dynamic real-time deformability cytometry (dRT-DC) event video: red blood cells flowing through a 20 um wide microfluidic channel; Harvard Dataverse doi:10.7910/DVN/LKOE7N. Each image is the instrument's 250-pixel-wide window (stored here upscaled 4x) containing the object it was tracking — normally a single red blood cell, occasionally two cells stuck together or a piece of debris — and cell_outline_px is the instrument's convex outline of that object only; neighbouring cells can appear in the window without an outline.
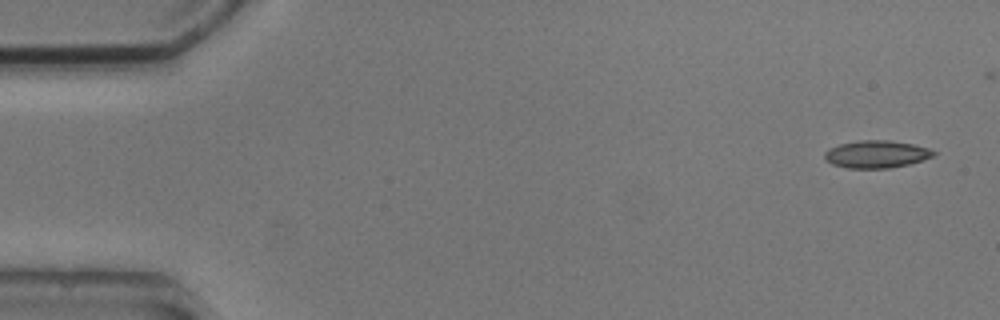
{"species": "common noctule bat (a hibernating species)", "species_latin": "Nyctalus noctula", "temperature_condition": "cold", "stored_images_in_passage": 4, "camera_frame_rate_fps": 3000, "um_per_image_px": 0.085, "animal": {"sex": "male", "body_mass_g": 20.5, "forearm_length_mm": 52.5}, "frame": {"image": 1, "passage_image": 1, "time_ms": 0.0, "image_size_px": [1000, 320], "cell_outline_px": [[936, 156], [924, 160], [908, 164], [888, 168], [848, 168], [832, 164], [824, 160], [824, 152], [828, 148], [840, 144], [860, 140], [888, 140], [912, 144], [928, 148], [936, 152]], "centroid_in_image_um": [74.49, 13.11], "position_along_channel_um": 10.5, "area_um2": 17.51}}
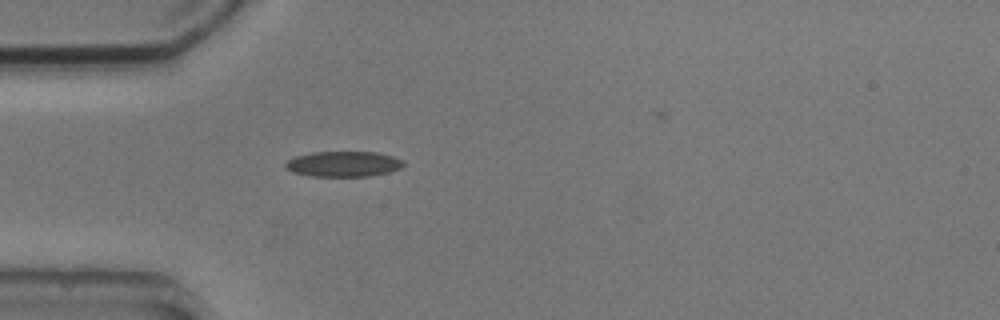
{"frame": {"image": 2, "passage_image": 4, "time_ms": 4.333, "image_size_px": [1000, 320], "cell_outline_px": [[404, 164], [400, 168], [388, 172], [372, 176], [312, 176], [292, 172], [284, 168], [284, 164], [288, 160], [296, 156], [312, 152], [376, 152], [392, 156], [404, 160]], "centroid_in_image_um": [29.18, 13.94], "position_along_channel_um": 55.8, "area_um2": 17.51}}